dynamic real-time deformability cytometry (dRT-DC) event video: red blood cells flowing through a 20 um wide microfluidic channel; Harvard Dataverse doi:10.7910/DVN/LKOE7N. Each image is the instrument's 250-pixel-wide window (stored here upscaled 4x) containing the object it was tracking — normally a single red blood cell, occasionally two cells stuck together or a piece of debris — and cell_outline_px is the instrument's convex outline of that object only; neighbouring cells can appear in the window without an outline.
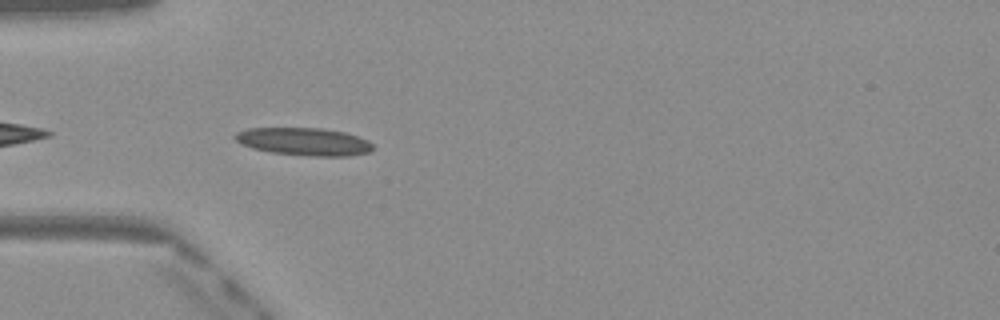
{"species": "Egyptian fruit bat (a non-hibernating species)", "species_latin": "Rousettus aegyptiacus", "temperature_condition": "warm", "stored_images_in_passage": 15, "camera_frame_rate_fps": 3000, "um_per_image_px": 0.085, "frame": {"image": 1, "passage_image": 3, "time_ms": 0.667, "image_size_px": [1000, 320], "cell_outline_px": [[376, 148], [368, 152], [348, 156], [312, 156], [272, 152], [252, 148], [240, 144], [232, 136], [236, 132], [248, 128], [320, 128], [344, 132], [368, 140]], "centroid_in_image_um": [25.82, 12.03], "position_along_channel_um": 59.2, "area_um2": 22.25}}
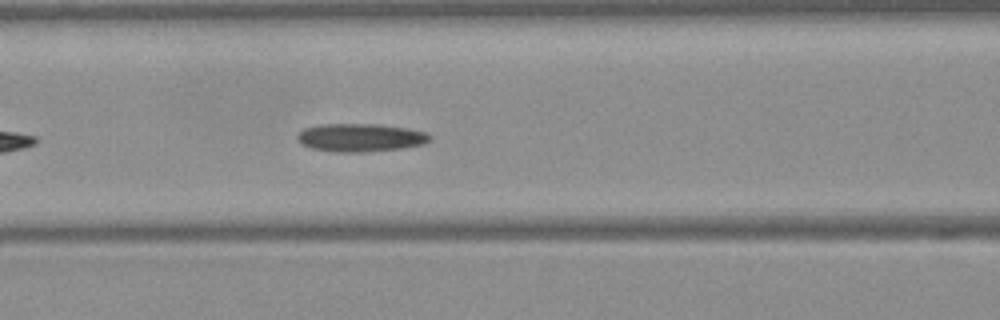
{"frame": {"image": 2, "passage_image": 9, "time_ms": 2.667, "image_size_px": [1000, 320], "cell_outline_px": [[432, 136], [424, 144], [396, 148], [364, 152], [336, 152], [312, 148], [300, 144], [296, 140], [296, 136], [304, 128], [320, 124], [376, 124], [404, 128], [428, 132]], "centroid_in_image_um": [30.58, 11.69], "position_along_channel_um": 136.0, "area_um2": 21.56}}
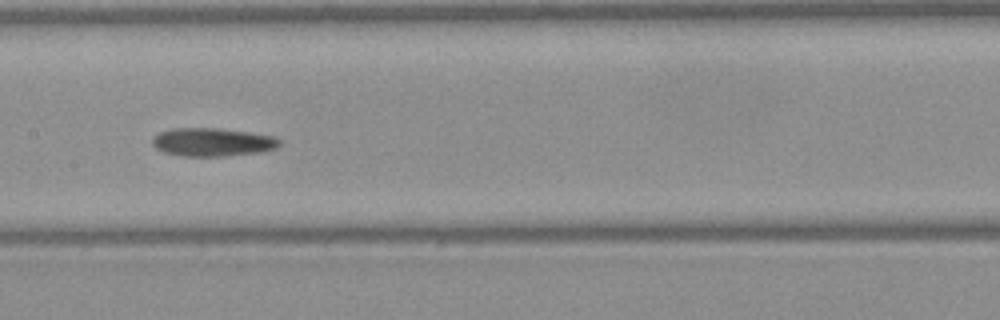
{"frame": {"image": 3, "passage_image": 13, "time_ms": 4.0, "image_size_px": [1000, 320], "cell_outline_px": [[280, 144], [276, 148], [260, 152], [224, 156], [180, 156], [164, 152], [156, 148], [152, 144], [152, 136], [160, 132], [172, 128], [220, 128], [276, 136], [280, 140]], "centroid_in_image_um": [18.05, 12.07], "position_along_channel_um": 189.4, "area_um2": 21.1}}